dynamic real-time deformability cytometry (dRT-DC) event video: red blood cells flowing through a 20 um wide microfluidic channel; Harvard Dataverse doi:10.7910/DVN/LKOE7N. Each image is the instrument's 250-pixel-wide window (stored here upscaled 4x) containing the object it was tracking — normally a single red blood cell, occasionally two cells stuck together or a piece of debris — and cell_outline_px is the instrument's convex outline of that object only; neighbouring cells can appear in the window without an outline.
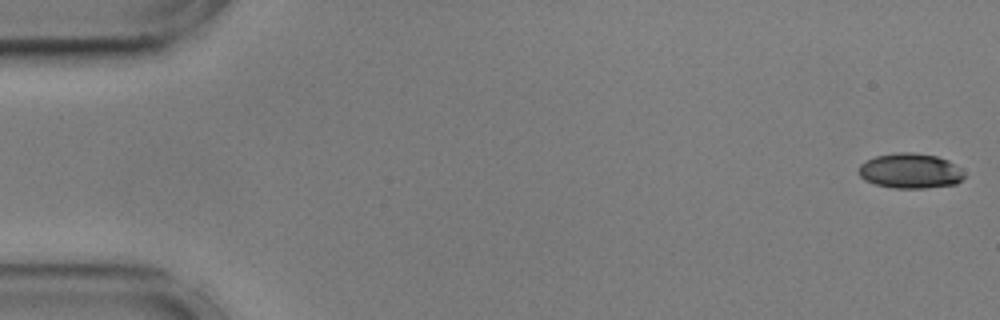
{"species": "common noctule bat (a hibernating species)", "species_latin": "Nyctalus noctula", "temperature_condition": "cold", "stored_images_in_passage": 17, "camera_frame_rate_fps": 3000, "um_per_image_px": 0.085, "animal": {"sex": "male", "body_mass_g": 17.9, "forearm_length_mm": 54.2}, "frame": {"image": 1, "passage_image": 1, "time_ms": 0.0, "image_size_px": [1000, 320], "cell_outline_px": [[964, 176], [956, 184], [924, 188], [896, 188], [876, 184], [864, 180], [856, 172], [860, 164], [876, 156], [900, 152], [912, 152], [936, 156], [948, 160], [960, 168], [964, 172]], "centroid_in_image_um": [77.35, 14.52], "position_along_channel_um": 7.6, "area_um2": 21.5}}
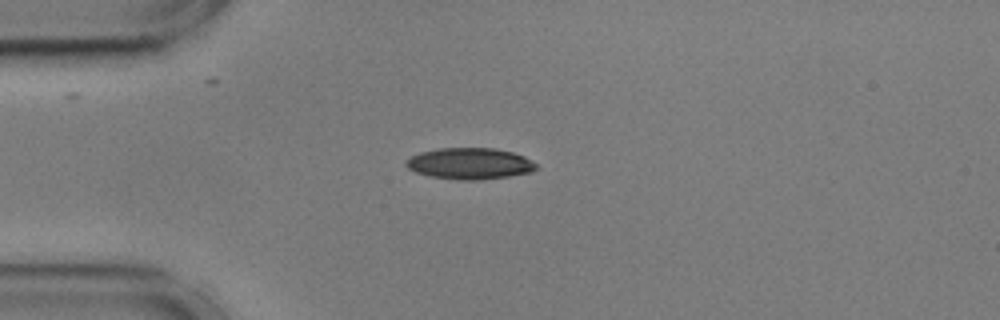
{"frame": {"image": 2, "passage_image": 14, "time_ms": 4.333, "image_size_px": [1000, 320], "cell_outline_px": [[540, 168], [532, 172], [508, 176], [480, 180], [460, 180], [428, 176], [416, 172], [408, 168], [404, 164], [404, 160], [420, 152], [440, 148], [496, 148], [512, 152], [524, 156], [536, 164]], "centroid_in_image_um": [39.93, 13.9], "position_along_channel_um": 45.1, "area_um2": 23.93}}